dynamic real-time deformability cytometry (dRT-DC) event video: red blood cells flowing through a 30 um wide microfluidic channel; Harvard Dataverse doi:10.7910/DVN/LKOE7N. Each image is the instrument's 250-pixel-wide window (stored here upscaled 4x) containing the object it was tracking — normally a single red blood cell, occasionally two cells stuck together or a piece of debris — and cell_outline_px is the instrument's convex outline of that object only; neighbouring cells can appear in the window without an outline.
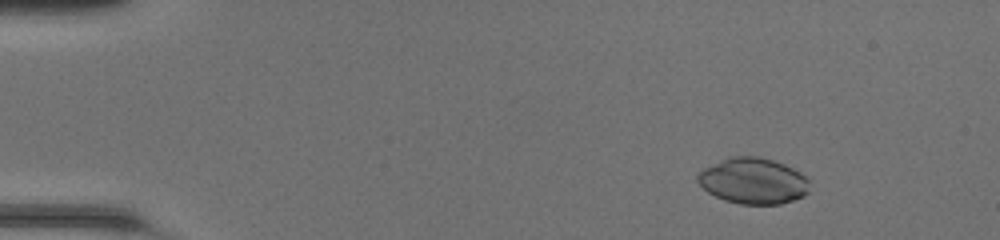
{"species": "common noctule bat (a hibernating species)", "species_latin": "Nyctalus noctula", "temperature_condition": "room temperature", "stored_images_in_passage": 49, "camera_frame_rate_fps": 3000, "um_per_image_px": 0.085, "animal": {"sex": "female", "body_mass_g": 20.0, "forearm_length_mm": 54.0}, "frame": {"image": 1, "passage_image": 7, "time_ms": 2.0, "image_size_px": [1000, 240], "cell_outline_px": [[808, 192], [804, 196], [780, 204], [740, 204], [724, 200], [708, 192], [696, 180], [696, 176], [704, 168], [728, 156], [756, 156], [772, 160], [784, 164], [800, 172], [808, 180]], "centroid_in_image_um": [64.0, 15.37], "position_along_channel_um": 21.0, "area_um2": 29.88}}
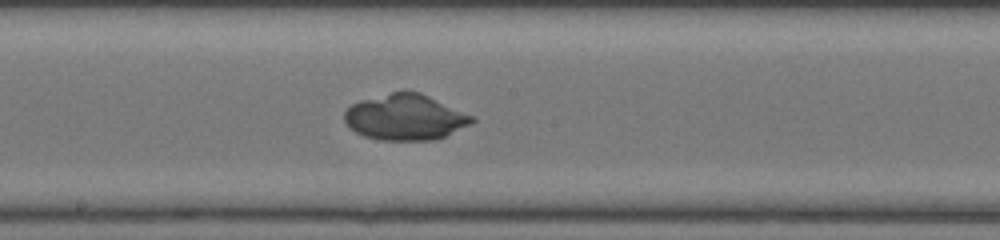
{"frame": {"image": 2, "passage_image": 28, "time_ms": 9.0, "image_size_px": [1000, 240], "cell_outline_px": [[476, 120], [472, 124], [436, 140], [380, 140], [364, 136], [356, 132], [344, 120], [344, 112], [352, 104], [360, 100], [392, 92], [420, 92], [472, 116]], "centroid_in_image_um": [34.44, 9.98], "position_along_channel_um": 213.8, "area_um2": 33.7}}
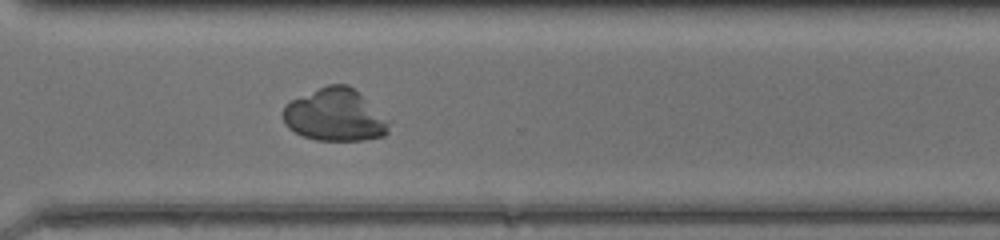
{"frame": {"image": 3, "passage_image": 37, "time_ms": 12.0, "image_size_px": [1000, 240], "cell_outline_px": [[392, 120], [388, 132], [384, 136], [364, 140], [316, 140], [304, 136], [288, 128], [284, 124], [284, 104], [292, 100], [328, 84], [348, 84]], "centroid_in_image_um": [28.53, 9.79], "position_along_channel_um": 342.1, "area_um2": 32.48}}